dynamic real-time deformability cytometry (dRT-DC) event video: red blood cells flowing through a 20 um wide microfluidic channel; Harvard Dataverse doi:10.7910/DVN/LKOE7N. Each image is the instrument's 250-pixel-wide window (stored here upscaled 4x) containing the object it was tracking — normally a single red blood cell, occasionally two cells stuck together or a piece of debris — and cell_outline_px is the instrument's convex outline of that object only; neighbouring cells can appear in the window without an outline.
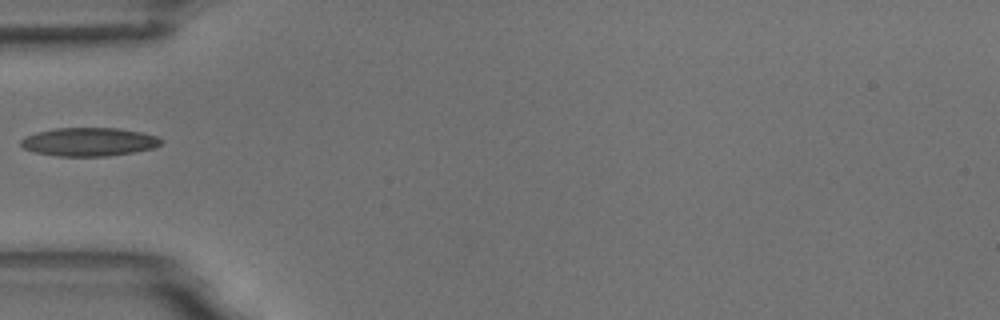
{"species": "common noctule bat (a hibernating species)", "species_latin": "Nyctalus noctula", "temperature_condition": "room temperature", "stored_images_in_passage": 3, "camera_frame_rate_fps": 3000, "um_per_image_px": 0.085, "animal": {"sex": "male", "body_mass_g": 18.8}, "frame": {"image": 1, "passage_image": 2, "time_ms": 1.333, "image_size_px": [1000, 320], "cell_outline_px": [[164, 140], [160, 144], [152, 148], [132, 152], [108, 156], [56, 156], [36, 152], [24, 148], [20, 144], [20, 140], [24, 136], [36, 132], [56, 128], [116, 128], [140, 132], [156, 136]], "centroid_in_image_um": [7.53, 12.05], "position_along_channel_um": 77.5, "area_um2": 23.12}}